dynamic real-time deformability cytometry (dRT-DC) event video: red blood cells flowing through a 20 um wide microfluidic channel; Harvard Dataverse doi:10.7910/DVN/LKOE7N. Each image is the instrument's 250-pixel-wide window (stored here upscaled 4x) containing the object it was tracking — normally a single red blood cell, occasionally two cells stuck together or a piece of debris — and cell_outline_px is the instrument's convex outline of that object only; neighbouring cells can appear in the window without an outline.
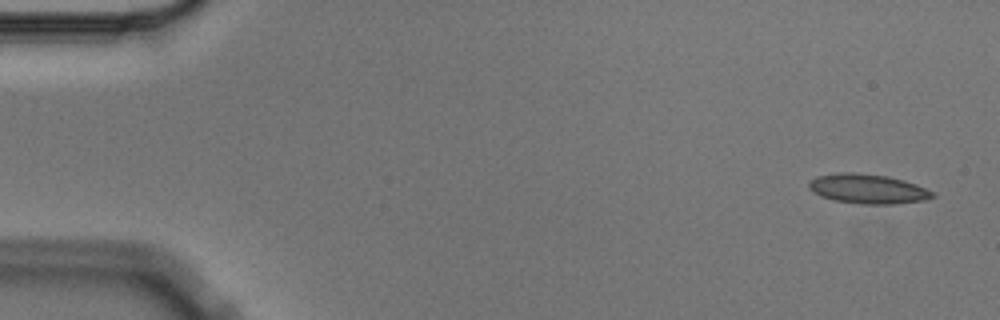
{"species": "Egyptian fruit bat (a non-hibernating species)", "species_latin": "Rousettus aegyptiacus", "temperature_condition": "cold", "stored_images_in_passage": 4, "camera_frame_rate_fps": 3000, "um_per_image_px": 0.085, "animal": {"sex": "male"}, "frame": {"image": 1, "passage_image": 1, "time_ms": 0.0, "image_size_px": [1000, 320], "cell_outline_px": [[936, 196], [924, 200], [896, 204], [860, 204], [836, 200], [820, 196], [808, 188], [808, 184], [816, 176], [840, 172], [856, 172], [888, 176], [904, 180], [916, 184], [936, 192]], "centroid_in_image_um": [73.8, 16.05], "position_along_channel_um": 11.2, "area_um2": 21.44}}